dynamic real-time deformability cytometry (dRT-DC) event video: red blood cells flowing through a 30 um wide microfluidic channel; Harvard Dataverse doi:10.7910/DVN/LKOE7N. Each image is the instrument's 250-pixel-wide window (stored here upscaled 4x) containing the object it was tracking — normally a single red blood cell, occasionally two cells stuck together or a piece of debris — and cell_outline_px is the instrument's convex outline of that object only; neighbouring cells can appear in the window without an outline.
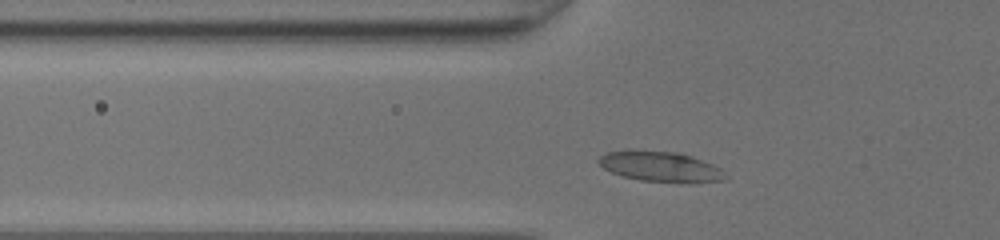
{"species": "common noctule bat (a hibernating species)", "species_latin": "Nyctalus noctula", "temperature_condition": "room temperature", "stored_images_in_passage": 21, "camera_frame_rate_fps": 3000, "um_per_image_px": 0.085, "animal": {"sex": "female", "body_mass_g": 20.0, "forearm_length_mm": 54.0}, "frame": {"image": 1, "passage_image": 3, "time_ms": 0.667, "image_size_px": [1000, 240], "cell_outline_px": [[728, 176], [724, 180], [640, 180], [624, 176], [612, 172], [604, 168], [596, 160], [600, 156], [608, 152], [632, 148], [680, 152], [692, 156], [712, 164], [720, 168]], "centroid_in_image_um": [56.05, 14.07], "position_along_channel_um": 69.8, "area_um2": 21.85}}
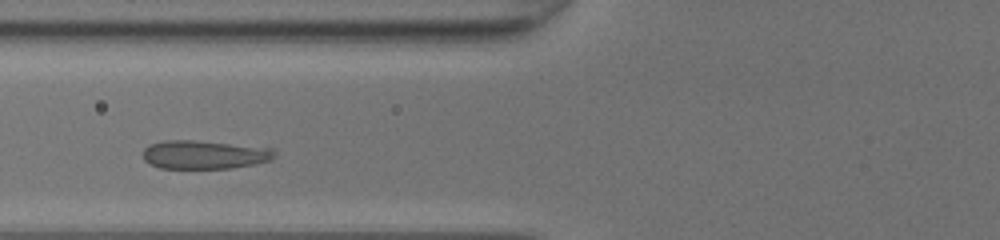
{"frame": {"image": 2, "passage_image": 6, "time_ms": 1.667, "image_size_px": [1000, 240], "cell_outline_px": [[276, 152], [272, 160], [232, 168], [160, 168], [144, 160], [144, 148], [148, 144], [164, 140], [192, 140], [276, 148]], "centroid_in_image_um": [17.39, 13.13], "position_along_channel_um": 108.4, "area_um2": 21.91}}